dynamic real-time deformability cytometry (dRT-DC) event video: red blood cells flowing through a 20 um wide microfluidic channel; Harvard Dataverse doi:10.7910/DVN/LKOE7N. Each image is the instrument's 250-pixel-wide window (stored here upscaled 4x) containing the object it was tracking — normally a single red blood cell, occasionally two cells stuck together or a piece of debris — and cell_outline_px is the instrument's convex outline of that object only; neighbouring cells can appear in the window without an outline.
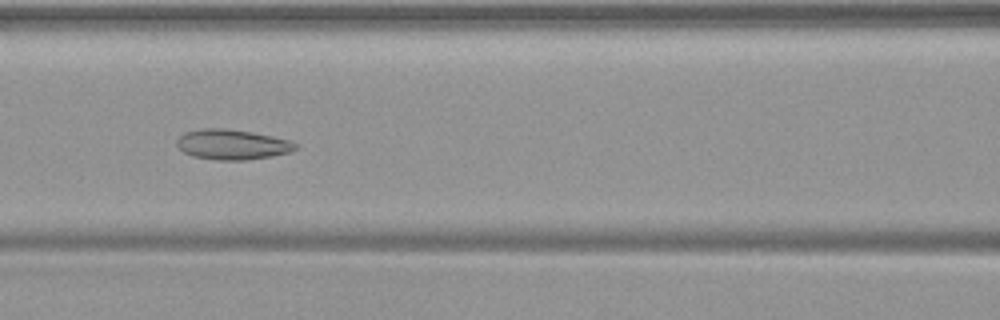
{"species": "common noctule bat (a hibernating species)", "species_latin": "Nyctalus noctula", "temperature_condition": "warm", "stored_images_in_passage": 51, "camera_frame_rate_fps": 3000, "um_per_image_px": 0.085, "animal": {"sex": "female", "body_mass_g": 19.9}, "frame": {"image": 1, "passage_image": 23, "time_ms": 7.333, "image_size_px": [1000, 320], "cell_outline_px": [[296, 148], [288, 152], [272, 156], [244, 160], [216, 160], [192, 156], [184, 152], [176, 144], [176, 140], [184, 132], [200, 128], [224, 128], [252, 132], [292, 140], [296, 144]], "centroid_in_image_um": [19.71, 12.27], "position_along_channel_um": 146.9, "area_um2": 20.87}}
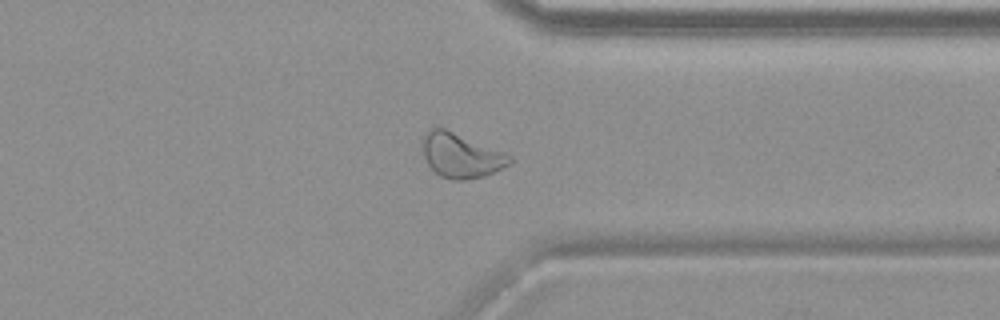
{"frame": {"image": 2, "passage_image": 40, "time_ms": 13.0, "image_size_px": [1000, 320], "cell_outline_px": [[512, 160], [508, 164], [484, 176], [464, 180], [452, 180], [440, 176], [428, 164], [424, 156], [420, 144], [420, 140], [424, 132], [432, 128], [444, 128], [504, 152], [512, 156]], "centroid_in_image_um": [39.12, 13.2], "position_along_channel_um": 372.3, "area_um2": 22.48}}
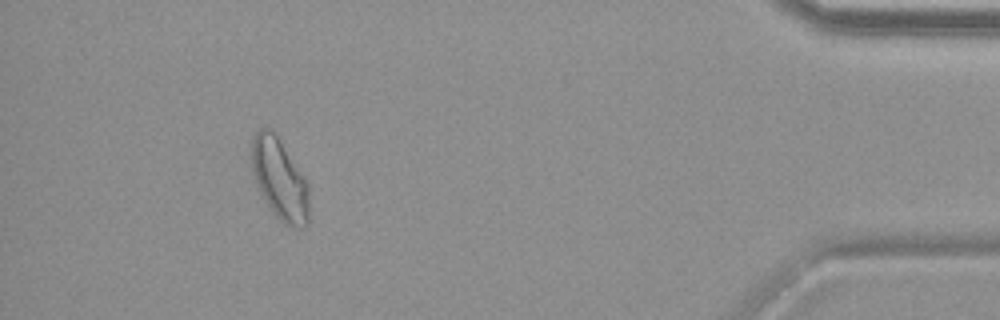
{"frame": {"image": 3, "passage_image": 47, "time_ms": 15.333, "image_size_px": [1000, 320], "cell_outline_px": [[308, 228], [296, 228], [284, 224], [276, 216], [260, 192], [256, 184], [252, 172], [252, 136], [256, 128], [272, 128], [276, 132], [308, 180]], "centroid_in_image_um": [23.79, 15.18], "position_along_channel_um": 411.4, "area_um2": 27.8}}